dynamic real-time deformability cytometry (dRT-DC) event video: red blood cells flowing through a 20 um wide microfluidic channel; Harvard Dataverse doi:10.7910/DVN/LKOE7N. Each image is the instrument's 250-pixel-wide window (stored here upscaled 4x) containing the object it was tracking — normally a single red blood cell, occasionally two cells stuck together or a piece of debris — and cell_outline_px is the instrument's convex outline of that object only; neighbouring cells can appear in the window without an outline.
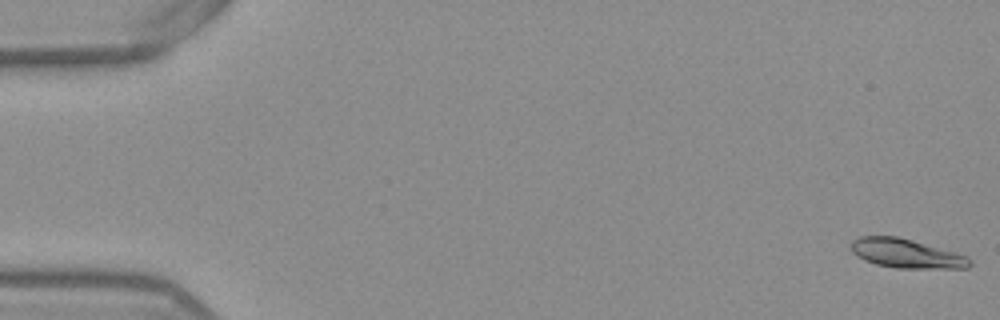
{"species": "Egyptian fruit bat (a non-hibernating species)", "species_latin": "Rousettus aegyptiacus", "temperature_condition": "warm", "stored_images_in_passage": 54, "segment_of_instrument_passage": [1, 2], "camera_frame_rate_fps": 3000, "um_per_image_px": 0.085, "frame": {"image": 1, "passage_image": 1, "time_ms": 0.0, "image_size_px": [1000, 320], "cell_outline_px": [[972, 264], [968, 268], [896, 268], [876, 264], [864, 260], [856, 256], [852, 252], [852, 240], [860, 236], [896, 236], [912, 240], [956, 252], [968, 256], [972, 260]], "centroid_in_image_um": [77.05, 21.55], "position_along_channel_um": 7.9, "area_um2": 20.17}}
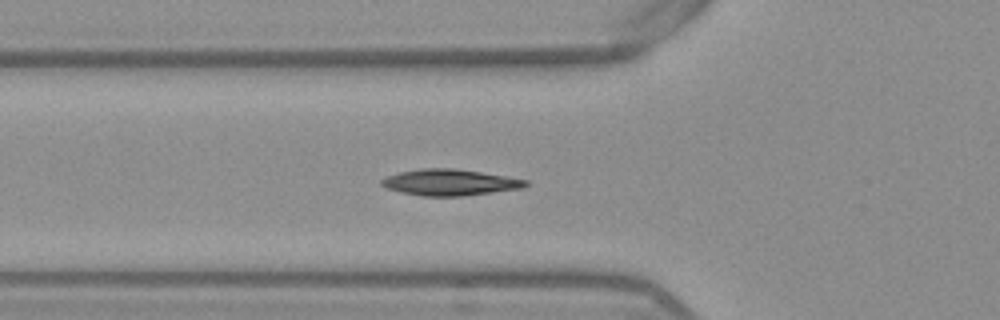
{"frame": {"image": 2, "passage_image": 19, "time_ms": 6.0, "image_size_px": [1000, 320], "cell_outline_px": [[528, 184], [524, 188], [464, 196], [420, 196], [400, 192], [388, 188], [380, 184], [380, 180], [388, 176], [400, 172], [420, 168], [456, 168], [528, 180]], "centroid_in_image_um": [38.24, 15.5], "position_along_channel_um": 87.6, "area_um2": 22.02}}
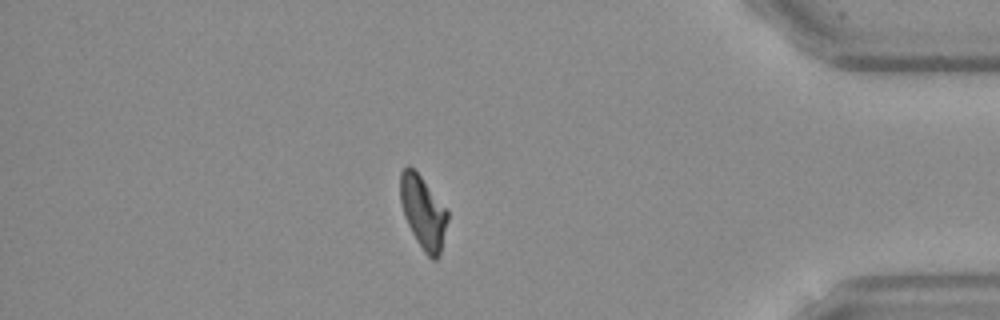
{"frame": {"image": 3, "passage_image": 46, "time_ms": 15.0, "image_size_px": [1000, 320], "cell_outline_px": [[448, 220], [440, 256], [436, 260], [432, 260], [424, 252], [416, 240], [404, 216], [400, 200], [400, 172], [408, 164], [420, 176], [448, 212]], "centroid_in_image_um": [35.96, 18.08], "position_along_channel_um": 399.2, "area_um2": 19.83}}